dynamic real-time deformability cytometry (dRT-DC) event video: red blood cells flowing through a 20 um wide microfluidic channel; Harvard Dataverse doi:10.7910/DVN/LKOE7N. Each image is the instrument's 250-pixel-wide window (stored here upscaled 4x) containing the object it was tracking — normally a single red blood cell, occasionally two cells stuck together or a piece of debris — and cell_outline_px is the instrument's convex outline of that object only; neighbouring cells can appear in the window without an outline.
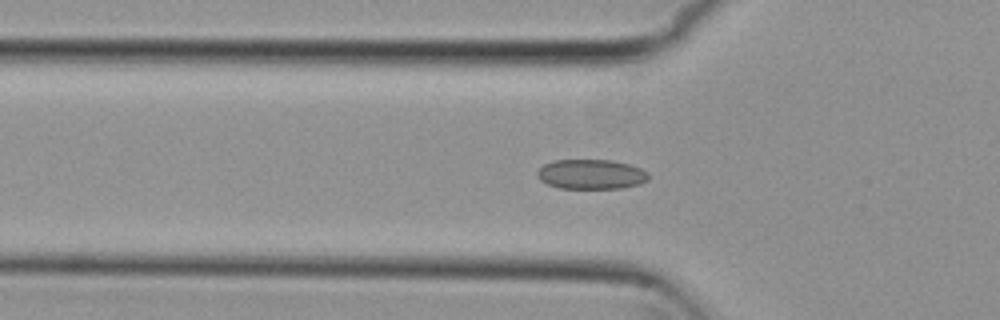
{"species": "common noctule bat (a hibernating species)", "species_latin": "Nyctalus noctula", "temperature_condition": "cold", "stored_images_in_passage": 44, "camera_frame_rate_fps": 3000, "um_per_image_px": 0.085, "animal": {"sex": "female", "body_mass_g": 29.2, "forearm_length_mm": 56.3}, "frame": {"image": 1, "passage_image": 14, "time_ms": 4.333, "image_size_px": [1000, 320], "cell_outline_px": [[648, 180], [640, 184], [620, 188], [560, 188], [548, 184], [540, 180], [536, 176], [536, 172], [544, 164], [552, 160], [612, 160], [628, 164], [640, 168], [648, 172]], "centroid_in_image_um": [50.23, 14.81], "position_along_channel_um": 75.6, "area_um2": 19.31}}
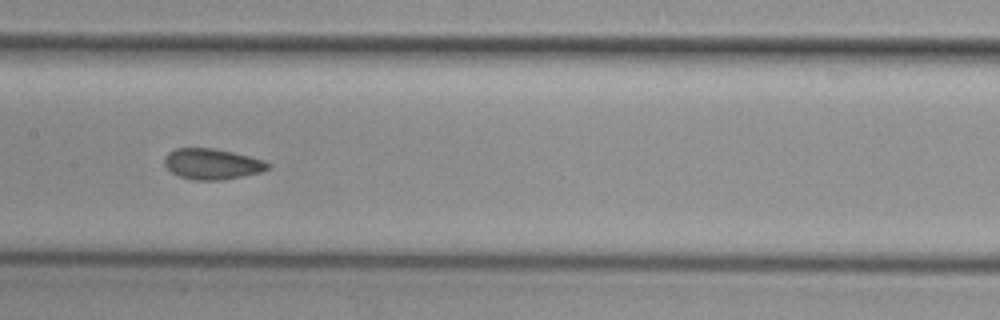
{"frame": {"image": 2, "passage_image": 23, "time_ms": 7.333, "image_size_px": [1000, 320], "cell_outline_px": [[272, 164], [268, 168], [260, 172], [220, 180], [192, 180], [176, 176], [164, 164], [164, 160], [168, 152], [176, 148], [212, 148], [232, 152], [264, 160]], "centroid_in_image_um": [18.0, 13.94], "position_along_channel_um": 189.4, "area_um2": 18.44}}
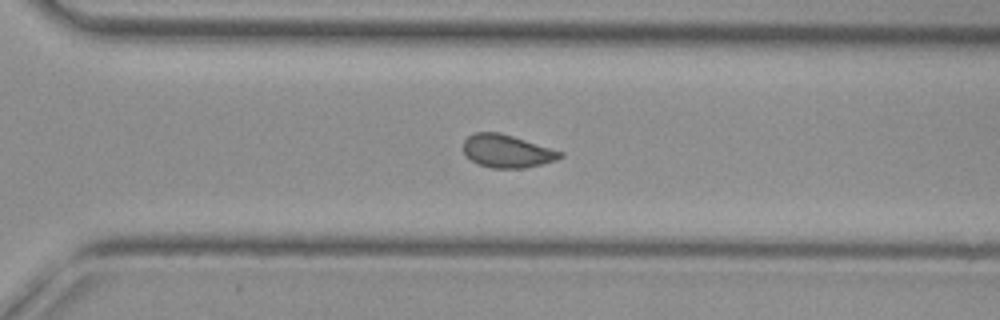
{"frame": {"image": 3, "passage_image": 34, "time_ms": 11.0, "image_size_px": [1000, 320], "cell_outline_px": [[564, 156], [556, 160], [544, 164], [524, 168], [492, 168], [476, 164], [464, 152], [464, 140], [468, 136], [476, 132], [500, 132], [564, 152]], "centroid_in_image_um": [43.12, 12.85], "position_along_channel_um": 327.5, "area_um2": 18.61}, "authors_computed_cell_mechanics": {"area_um2": 19.0451, "velocity_mm_per_s": 3.7786, "shape_relaxation_time_tau1_ms": null, "shape_relaxation_time_tau2_ms": 1.47, "deformation_change_tau1": null, "deformation_change_tau2": 0.0672}}